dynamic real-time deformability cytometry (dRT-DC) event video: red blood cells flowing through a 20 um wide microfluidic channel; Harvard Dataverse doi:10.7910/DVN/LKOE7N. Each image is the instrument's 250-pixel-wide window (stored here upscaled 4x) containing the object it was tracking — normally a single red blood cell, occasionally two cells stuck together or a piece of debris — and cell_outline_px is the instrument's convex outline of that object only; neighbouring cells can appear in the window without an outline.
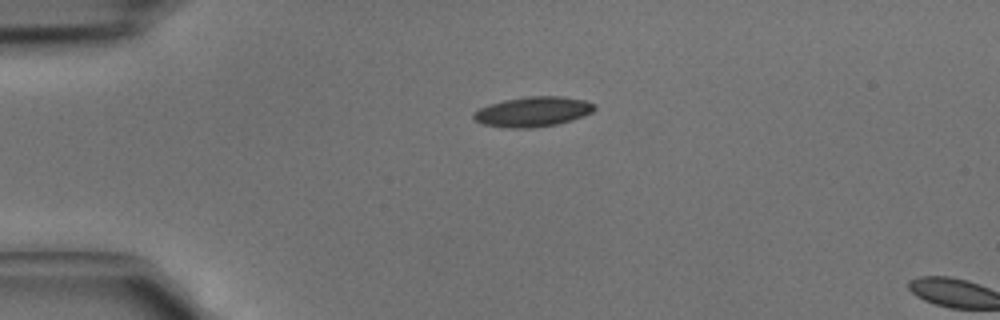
{"species": "common noctule bat (a hibernating species)", "species_latin": "Nyctalus noctula", "temperature_condition": "cold", "stored_images_in_passage": 2, "camera_frame_rate_fps": 3000, "um_per_image_px": 0.085, "animal": {"sex": "male", "body_mass_g": 15.6}, "frame": {"image": 1, "passage_image": 1, "time_ms": 0.0, "image_size_px": [1000, 320], "cell_outline_px": [[596, 108], [592, 112], [584, 116], [572, 120], [556, 124], [532, 128], [508, 128], [484, 124], [476, 120], [472, 116], [472, 112], [480, 108], [504, 100], [528, 96], [564, 96], [584, 100], [596, 104]], "centroid_in_image_um": [45.33, 9.49], "position_along_channel_um": 39.7, "area_um2": 21.1}}